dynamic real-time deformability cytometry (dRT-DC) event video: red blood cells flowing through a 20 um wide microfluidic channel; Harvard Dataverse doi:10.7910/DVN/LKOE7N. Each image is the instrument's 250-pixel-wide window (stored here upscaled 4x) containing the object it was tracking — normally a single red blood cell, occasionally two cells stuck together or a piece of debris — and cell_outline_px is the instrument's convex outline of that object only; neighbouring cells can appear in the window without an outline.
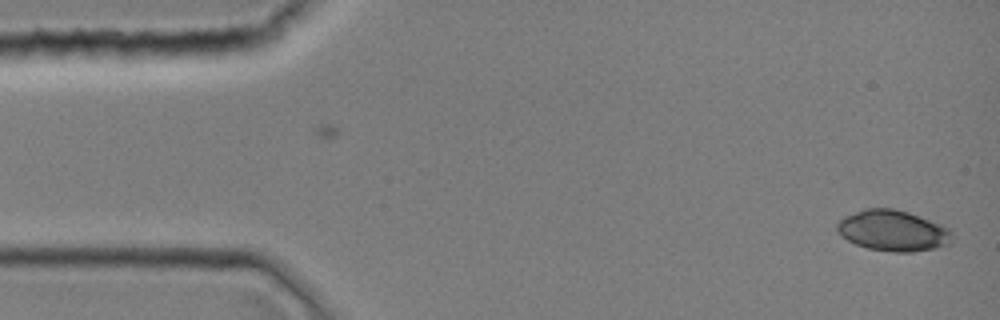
{"species": "common noctule bat (a hibernating species)", "species_latin": "Nyctalus noctula", "temperature_condition": "room temperature", "stored_images_in_passage": 43, "camera_frame_rate_fps": 3000, "um_per_image_px": 0.085, "animal": {"sex": "female", "body_mass_g": 19.0, "forearm_length_mm": 51.5}, "frame": {"image": 1, "passage_image": 1, "time_ms": 0.0, "image_size_px": [1000, 320], "cell_outline_px": [[952, 244], [912, 252], [892, 252], [868, 248], [856, 244], [848, 240], [836, 228], [836, 224], [844, 216], [864, 208], [892, 208], [908, 212], [944, 224], [952, 232]], "centroid_in_image_um": [75.94, 19.59], "position_along_channel_um": 9.1, "area_um2": 27.46}}
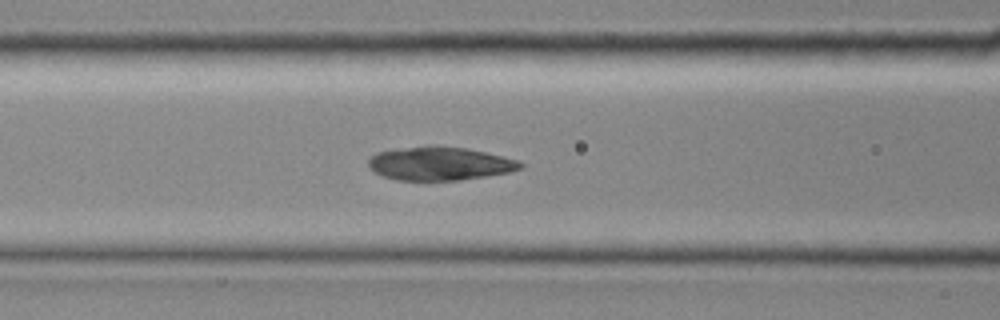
{"frame": {"image": 2, "passage_image": 17, "time_ms": 5.333, "image_size_px": [1000, 320], "cell_outline_px": [[524, 168], [508, 172], [460, 180], [396, 180], [384, 176], [368, 168], [368, 160], [376, 152], [428, 144], [436, 144], [468, 148], [516, 160], [524, 164]], "centroid_in_image_um": [37.35, 13.88], "position_along_channel_um": 129.3, "area_um2": 29.77}}
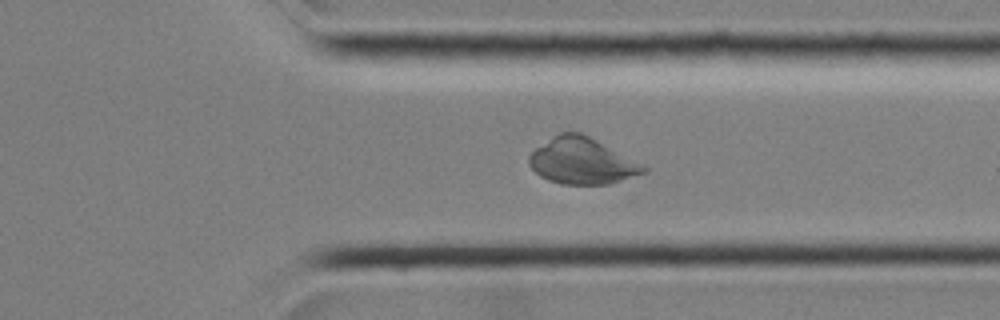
{"frame": {"image": 3, "passage_image": 33, "time_ms": 10.667, "image_size_px": [1000, 320], "cell_outline_px": [[648, 172], [608, 184], [560, 184], [548, 180], [540, 176], [528, 164], [528, 156], [536, 148], [552, 136], [560, 132], [580, 132], [596, 140], [648, 168]], "centroid_in_image_um": [49.42, 13.69], "position_along_channel_um": 362.0, "area_um2": 30.46}}